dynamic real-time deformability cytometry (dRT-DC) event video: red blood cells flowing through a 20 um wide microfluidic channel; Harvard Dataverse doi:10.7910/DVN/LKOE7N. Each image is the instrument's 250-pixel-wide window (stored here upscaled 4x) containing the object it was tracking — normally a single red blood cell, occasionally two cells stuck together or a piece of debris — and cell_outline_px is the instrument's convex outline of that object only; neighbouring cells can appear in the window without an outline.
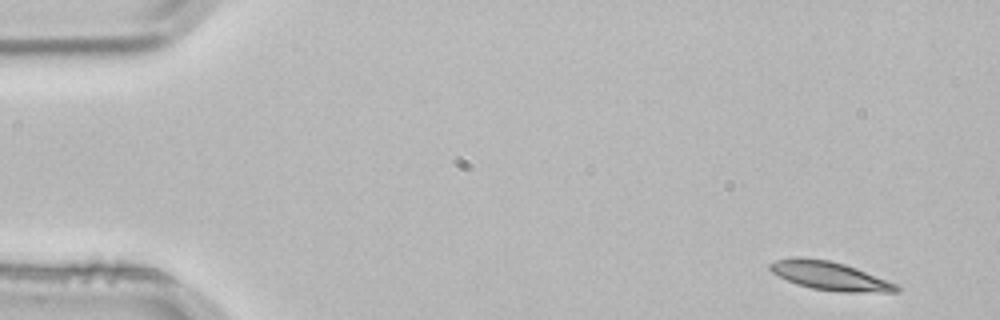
{"species": "common noctule bat (a hibernating species)", "species_latin": "Nyctalus noctula", "temperature_condition": "room temperature", "stored_images_in_passage": 4, "segment_of_instrument_passage": [1, 2], "camera_frame_rate_fps": 3000, "um_per_image_px": 0.085, "animal": {"sex": "male", "body_mass_g": 21.5, "forearm_length_mm": 52.0}, "frame": {"image": 1, "passage_image": 1, "time_ms": 0.0, "image_size_px": [1000, 320], "cell_outline_px": [[900, 292], [840, 292], [812, 288], [796, 284], [772, 272], [768, 268], [768, 264], [776, 260], [792, 256], [800, 256], [828, 260], [844, 264], [856, 268], [900, 284]], "centroid_in_image_um": [70.56, 23.44], "position_along_channel_um": 14.4, "area_um2": 21.27}}
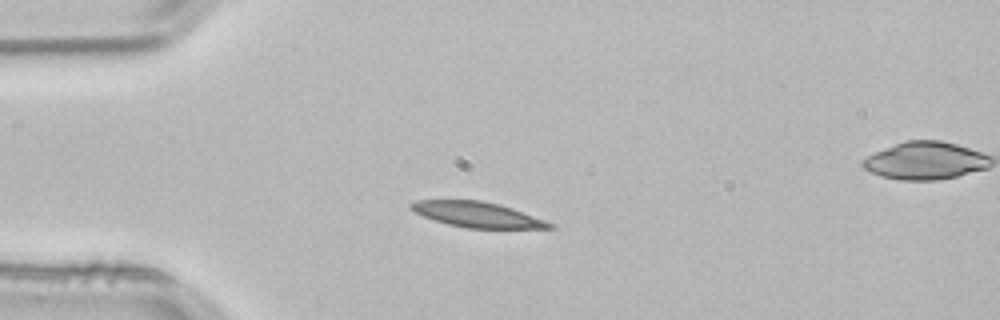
{"frame": {"image": 2, "passage_image": 3, "time_ms": 0.667, "image_size_px": [1000, 320], "cell_outline_px": [[556, 228], [464, 228], [448, 224], [424, 216], [408, 208], [408, 204], [416, 200], [480, 200], [500, 204], [512, 208], [556, 224]], "centroid_in_image_um": [40.58, 18.23], "position_along_channel_um": 44.4, "area_um2": 20.46}}